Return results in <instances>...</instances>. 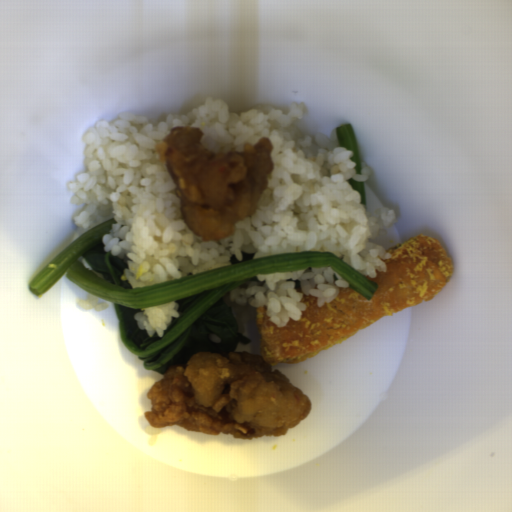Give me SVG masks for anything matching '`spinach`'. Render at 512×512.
<instances>
[{
	"mask_svg": "<svg viewBox=\"0 0 512 512\" xmlns=\"http://www.w3.org/2000/svg\"><path fill=\"white\" fill-rule=\"evenodd\" d=\"M350 183L352 189L357 190L360 195V202L362 204H366V189H365V183L364 182H357L354 179H348L346 180Z\"/></svg>",
	"mask_w": 512,
	"mask_h": 512,
	"instance_id": "e1bbb2b3",
	"label": "spinach"
},
{
	"mask_svg": "<svg viewBox=\"0 0 512 512\" xmlns=\"http://www.w3.org/2000/svg\"><path fill=\"white\" fill-rule=\"evenodd\" d=\"M285 280H286L287 282H288V281H293V282H295V286H296V288H301V283H300V280H299V279H292V278H290V279H285Z\"/></svg>",
	"mask_w": 512,
	"mask_h": 512,
	"instance_id": "ac87bd10",
	"label": "spinach"
},
{
	"mask_svg": "<svg viewBox=\"0 0 512 512\" xmlns=\"http://www.w3.org/2000/svg\"><path fill=\"white\" fill-rule=\"evenodd\" d=\"M117 220L108 219L81 234L55 255L29 282L34 295L47 291L63 274L98 298L113 302L119 318L122 344L142 360L144 369L165 375L169 367L186 365L196 352L219 353L228 357L242 335L233 309L224 297L243 281H258L256 275L275 271H298L330 267L368 301L378 285L352 268L331 251L282 253L252 259L255 253H241L240 261L230 256L229 264L186 277L133 288L122 274L128 254L119 257L106 251L102 237ZM176 301L180 318H173L163 338L149 337L139 330L133 315L141 308Z\"/></svg>",
	"mask_w": 512,
	"mask_h": 512,
	"instance_id": "cb11ae35",
	"label": "spinach"
},
{
	"mask_svg": "<svg viewBox=\"0 0 512 512\" xmlns=\"http://www.w3.org/2000/svg\"><path fill=\"white\" fill-rule=\"evenodd\" d=\"M336 134L339 146L346 148V150L352 151L353 155L349 159L350 161L356 163V165L354 166V170L356 171L355 174H360L362 171L361 159L359 155L356 134L351 123L342 126H337Z\"/></svg>",
	"mask_w": 512,
	"mask_h": 512,
	"instance_id": "28cb9854",
	"label": "spinach"
}]
</instances>
